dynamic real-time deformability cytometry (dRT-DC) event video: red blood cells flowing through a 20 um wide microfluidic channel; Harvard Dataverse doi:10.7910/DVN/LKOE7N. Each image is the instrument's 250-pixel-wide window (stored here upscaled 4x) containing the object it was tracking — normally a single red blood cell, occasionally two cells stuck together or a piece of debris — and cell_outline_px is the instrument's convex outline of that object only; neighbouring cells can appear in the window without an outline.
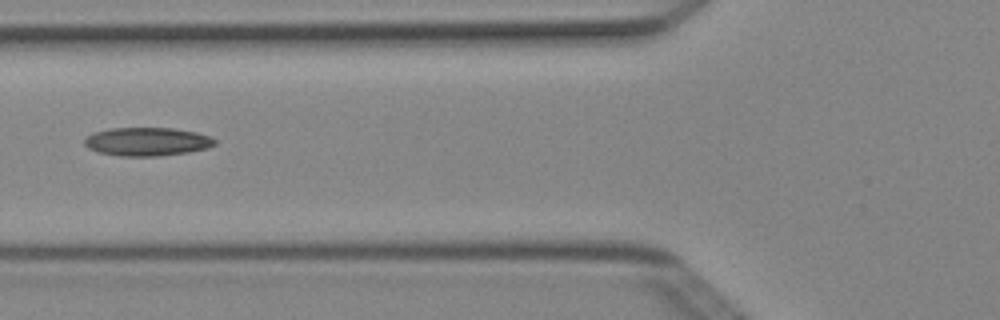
{"species": "Egyptian fruit bat (a non-hibernating species)", "species_latin": "Rousettus aegyptiacus", "temperature_condition": "cold", "stored_images_in_passage": 5, "camera_frame_rate_fps": 3000, "um_per_image_px": 0.085, "animal": {"sex": "female"}, "frame": {"image": 1, "passage_image": 4, "time_ms": 1.0, "image_size_px": [1000, 320], "cell_outline_px": [[216, 144], [208, 148], [188, 152], [156, 156], [120, 156], [100, 152], [88, 148], [84, 144], [84, 136], [92, 132], [112, 128], [172, 128], [196, 132], [212, 136], [216, 140]], "centroid_in_image_um": [12.5, 12.03], "position_along_channel_um": 113.3, "area_um2": 21.73}}
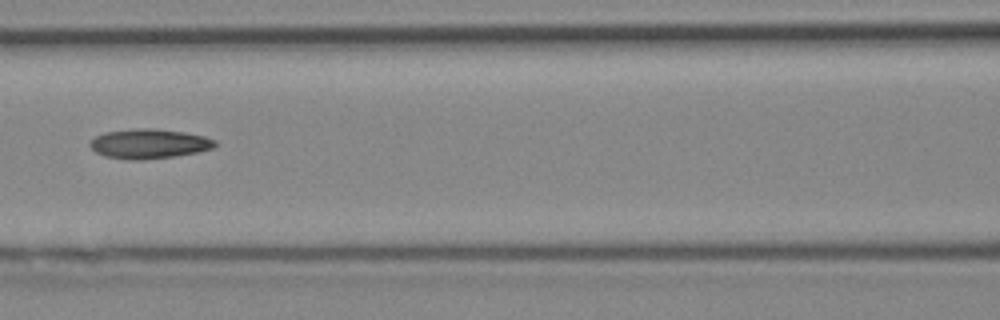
{"frame": {"image": 2, "passage_image": 5, "time_ms": 1.333, "image_size_px": [1000, 320], "cell_outline_px": [[216, 144], [212, 148], [196, 152], [176, 156], [144, 160], [128, 160], [104, 156], [96, 152], [88, 144], [96, 136], [104, 132], [136, 128], [152, 128], [184, 132], [204, 136], [216, 140]], "centroid_in_image_um": [12.65, 12.22], "position_along_channel_um": 154.0, "area_um2": 21.62}}